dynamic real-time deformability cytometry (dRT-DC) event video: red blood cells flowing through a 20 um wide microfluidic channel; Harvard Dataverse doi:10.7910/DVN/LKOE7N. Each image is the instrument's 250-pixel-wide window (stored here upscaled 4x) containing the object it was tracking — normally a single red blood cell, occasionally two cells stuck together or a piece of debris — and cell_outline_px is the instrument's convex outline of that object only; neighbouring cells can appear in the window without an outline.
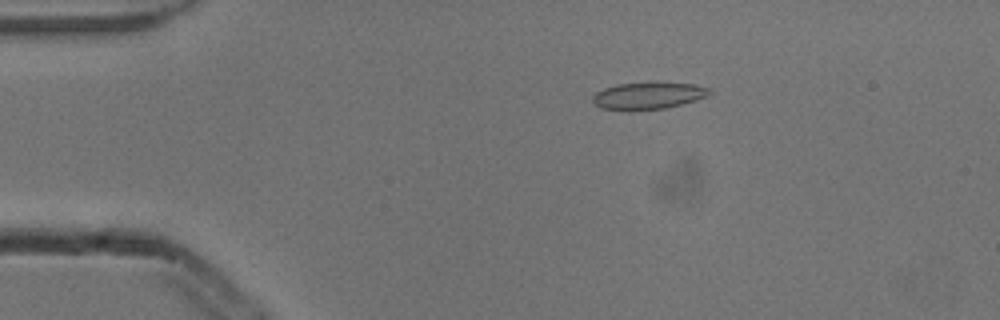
{"species": "common noctule bat (a hibernating species)", "species_latin": "Nyctalus noctula", "temperature_condition": "cold", "stored_images_in_passage": 4, "camera_frame_rate_fps": 3000, "um_per_image_px": 0.085, "animal": {"sex": "male", "body_mass_g": 13.3}, "frame": {"image": 1, "passage_image": 3, "time_ms": 0.667, "image_size_px": [1000, 320], "cell_outline_px": [[712, 92], [708, 96], [696, 100], [664, 108], [628, 112], [600, 108], [592, 100], [592, 96], [596, 92], [604, 88], [616, 84], [656, 80], [692, 84], [712, 88]], "centroid_in_image_um": [55.09, 8.11], "position_along_channel_um": 29.9, "area_um2": 19.31}}